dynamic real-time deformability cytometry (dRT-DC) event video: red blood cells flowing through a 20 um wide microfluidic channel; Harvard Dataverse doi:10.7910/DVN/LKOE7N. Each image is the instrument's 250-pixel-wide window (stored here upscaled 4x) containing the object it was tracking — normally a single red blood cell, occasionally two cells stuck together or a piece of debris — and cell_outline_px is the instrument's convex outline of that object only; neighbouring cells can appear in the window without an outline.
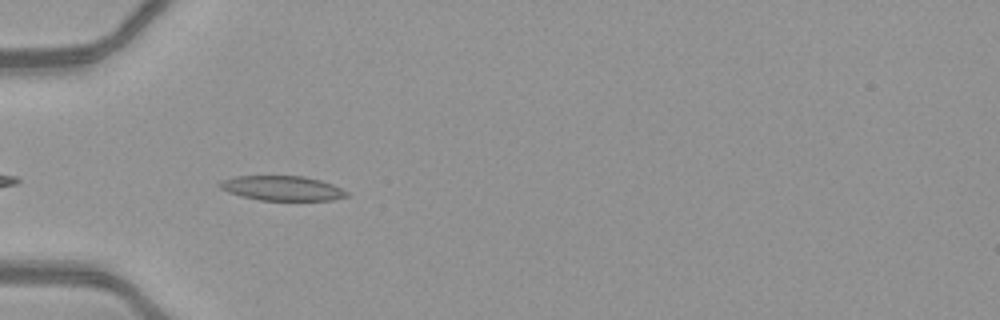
{"species": "common noctule bat (a hibernating species)", "species_latin": "Nyctalus noctula", "temperature_condition": "warm", "stored_images_in_passage": 36, "camera_frame_rate_fps": 3000, "um_per_image_px": 0.085, "animal": {"sex": "female", "body_mass_g": 21.9}, "frame": {"image": 1, "passage_image": 2, "time_ms": 0.333, "image_size_px": [1000, 320], "cell_outline_px": [[348, 196], [332, 200], [260, 200], [228, 192], [220, 188], [216, 184], [220, 180], [236, 176], [304, 176], [320, 180], [332, 184], [348, 192]], "centroid_in_image_um": [23.96, 15.99], "position_along_channel_um": 61.0, "area_um2": 18.21}}
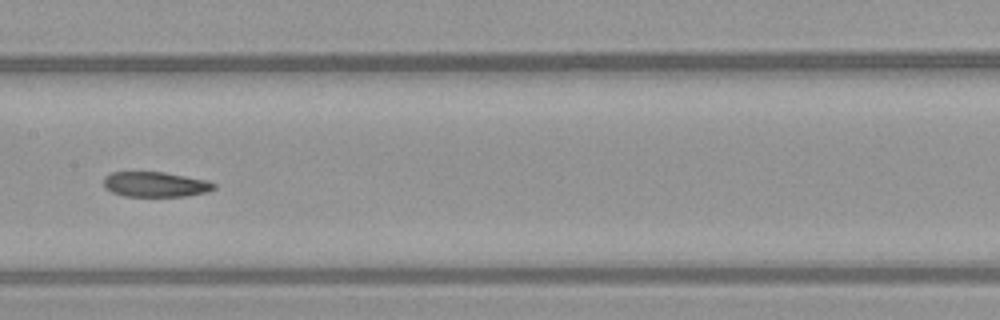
{"frame": {"image": 2, "passage_image": 12, "time_ms": 3.667, "image_size_px": [1000, 320], "cell_outline_px": [[216, 188], [208, 192], [184, 196], [124, 196], [112, 192], [104, 188], [104, 176], [112, 172], [164, 172], [208, 180], [216, 184]], "centroid_in_image_um": [13.22, 15.67], "position_along_channel_um": 194.2, "area_um2": 16.24}}
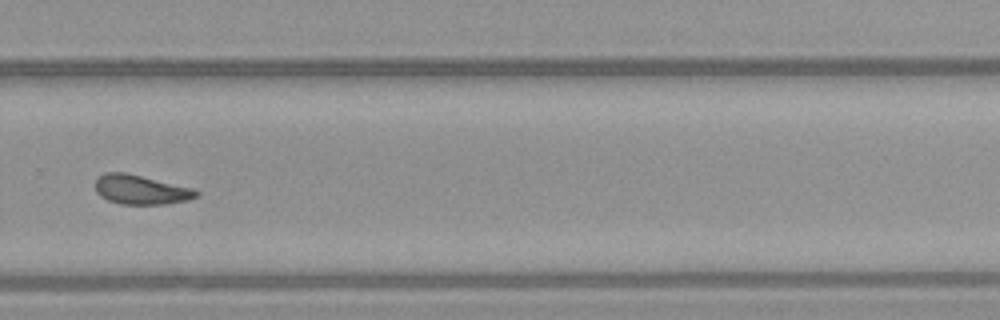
{"frame": {"image": 3, "passage_image": 21, "time_ms": 6.667, "image_size_px": [1000, 320], "cell_outline_px": [[200, 192], [196, 196], [188, 200], [168, 204], [120, 204], [108, 200], [100, 196], [96, 192], [96, 180], [104, 172], [124, 172], [192, 188]], "centroid_in_image_um": [11.95, 16.13], "position_along_channel_um": 317.8, "area_um2": 17.11}, "authors_computed_cell_mechanics": {"area_um2": 17.4267, "velocity_mm_per_s": 4.1392, "shape_relaxation_time_tau1_ms": null, "shape_relaxation_time_tau2_ms": 5.5677, "deformation_change_tau1": null, "deformation_change_tau2": 0.1398}}